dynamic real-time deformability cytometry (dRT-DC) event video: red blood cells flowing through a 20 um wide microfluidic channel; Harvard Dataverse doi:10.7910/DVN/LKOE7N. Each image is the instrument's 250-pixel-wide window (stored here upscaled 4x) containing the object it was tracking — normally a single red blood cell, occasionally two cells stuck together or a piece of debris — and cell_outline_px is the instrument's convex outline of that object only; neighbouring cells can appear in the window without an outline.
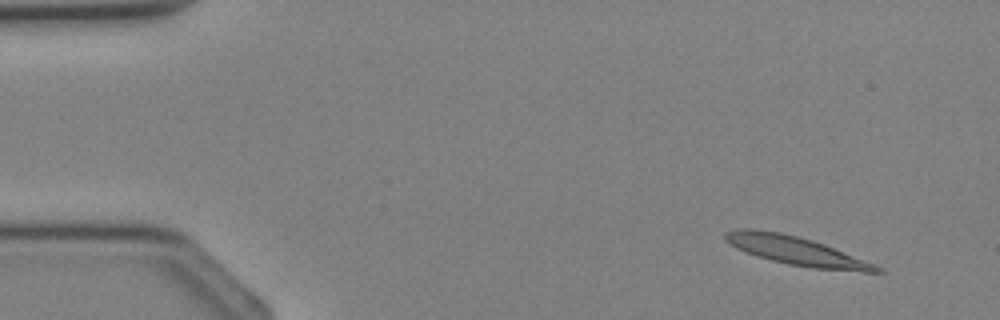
{"species": "Egyptian fruit bat (a non-hibernating species)", "species_latin": "Rousettus aegyptiacus", "temperature_condition": "cold", "stored_images_in_passage": 2, "camera_frame_rate_fps": 3000, "um_per_image_px": 0.085, "animal": {"sex": "female"}, "frame": {"image": 1, "passage_image": 2, "time_ms": 1.333, "image_size_px": [1000, 320], "cell_outline_px": [[884, 272], [864, 272], [812, 268], [788, 264], [756, 256], [736, 248], [724, 240], [724, 232], [740, 228], [752, 228], [780, 232], [812, 240], [824, 244], [884, 268]], "centroid_in_image_um": [67.65, 21.31], "position_along_channel_um": 17.4, "area_um2": 25.14}}